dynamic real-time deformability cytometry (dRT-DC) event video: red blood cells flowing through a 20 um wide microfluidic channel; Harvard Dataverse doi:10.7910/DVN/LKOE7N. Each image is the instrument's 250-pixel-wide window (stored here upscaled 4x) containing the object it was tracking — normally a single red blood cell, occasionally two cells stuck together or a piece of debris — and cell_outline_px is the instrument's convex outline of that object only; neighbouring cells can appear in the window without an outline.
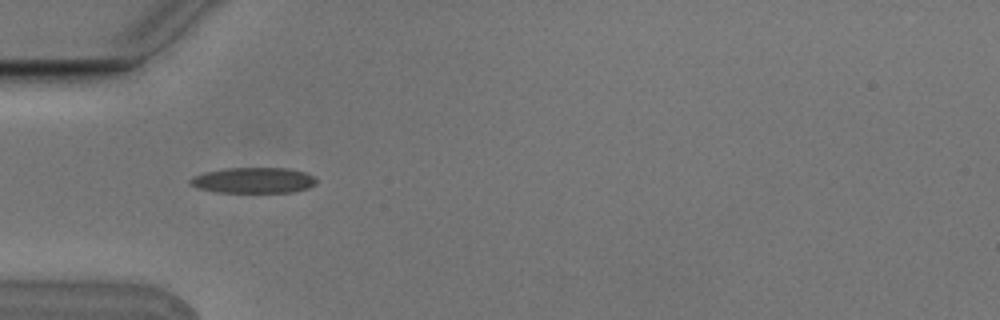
{"species": "Egyptian fruit bat (a non-hibernating species)", "species_latin": "Rousettus aegyptiacus", "temperature_condition": "cold", "stored_images_in_passage": 10, "camera_frame_rate_fps": 3000, "um_per_image_px": 0.085, "animal": {"sex": "male"}, "frame": {"image": 1, "passage_image": 5, "time_ms": 1.333, "image_size_px": [1000, 320], "cell_outline_px": [[316, 184], [308, 188], [292, 192], [216, 192], [200, 188], [188, 184], [188, 180], [192, 176], [204, 172], [224, 168], [288, 168], [304, 172], [312, 176], [316, 180]], "centroid_in_image_um": [21.5, 15.32], "position_along_channel_um": 63.5, "area_um2": 18.9}}
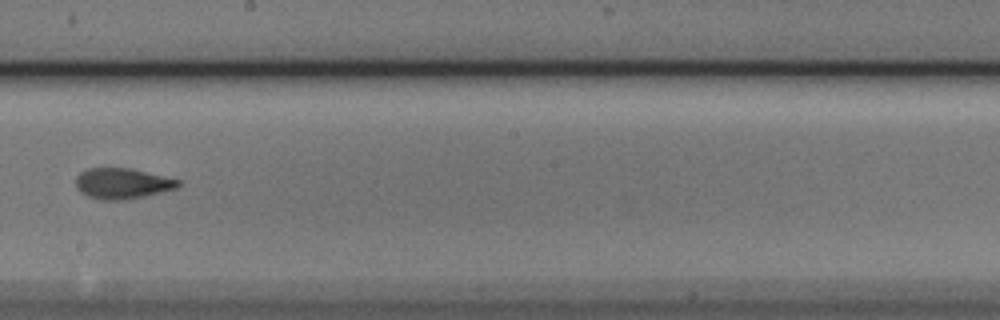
{"frame": {"image": 2, "passage_image": 9, "time_ms": 2.667, "image_size_px": [1000, 320], "cell_outline_px": [[180, 184], [176, 188], [144, 196], [124, 200], [100, 200], [88, 196], [80, 192], [76, 188], [76, 176], [80, 172], [88, 168], [128, 168], [180, 180]], "centroid_in_image_um": [10.34, 15.6], "position_along_channel_um": 237.9, "area_um2": 18.15}}
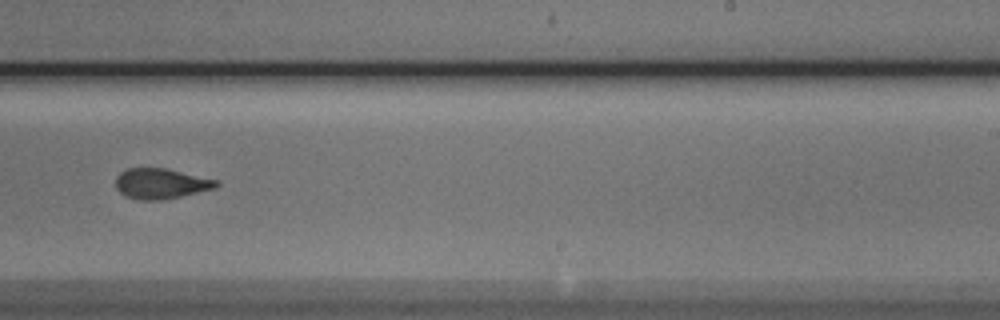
{"frame": {"image": 3, "passage_image": 10, "time_ms": 3.0, "image_size_px": [1000, 320], "cell_outline_px": [[220, 184], [216, 188], [180, 196], [160, 200], [140, 200], [124, 196], [116, 188], [116, 176], [124, 168], [164, 168], [220, 180]], "centroid_in_image_um": [13.67, 15.6], "position_along_channel_um": 275.3, "area_um2": 17.92}}